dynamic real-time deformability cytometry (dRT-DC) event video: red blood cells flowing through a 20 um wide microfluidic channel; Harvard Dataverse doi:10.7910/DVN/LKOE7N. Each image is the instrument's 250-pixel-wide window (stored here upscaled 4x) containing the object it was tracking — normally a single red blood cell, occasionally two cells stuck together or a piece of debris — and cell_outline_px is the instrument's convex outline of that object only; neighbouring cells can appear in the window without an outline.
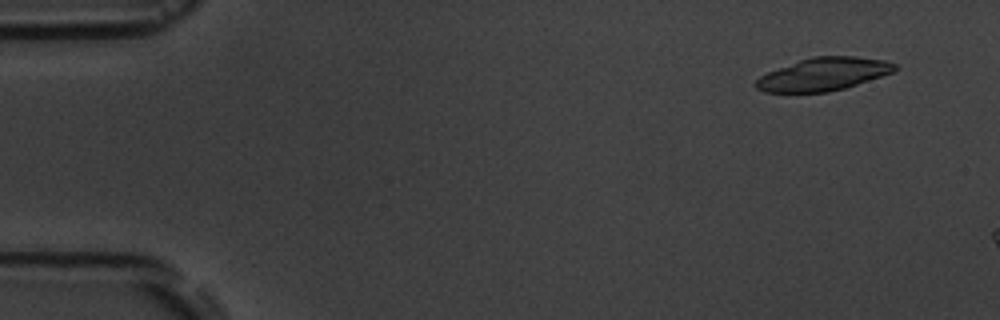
{"species": "common noctule bat (a hibernating species)", "species_latin": "Nyctalus noctula", "temperature_condition": "room temperature", "stored_images_in_passage": 3, "camera_frame_rate_fps": 3000, "um_per_image_px": 0.085, "animal": {"sex": "male", "body_mass_g": 19.5, "forearm_length_mm": 54.6}, "frame": {"image": 1, "passage_image": 1, "time_ms": 0.0, "image_size_px": [1000, 320], "cell_outline_px": [[900, 68], [892, 72], [844, 88], [828, 92], [764, 92], [756, 88], [752, 84], [760, 76], [768, 72], [800, 60], [812, 56], [856, 56], [884, 60], [896, 64]], "centroid_in_image_um": [69.98, 6.3], "position_along_channel_um": 15.0, "area_um2": 26.41}}